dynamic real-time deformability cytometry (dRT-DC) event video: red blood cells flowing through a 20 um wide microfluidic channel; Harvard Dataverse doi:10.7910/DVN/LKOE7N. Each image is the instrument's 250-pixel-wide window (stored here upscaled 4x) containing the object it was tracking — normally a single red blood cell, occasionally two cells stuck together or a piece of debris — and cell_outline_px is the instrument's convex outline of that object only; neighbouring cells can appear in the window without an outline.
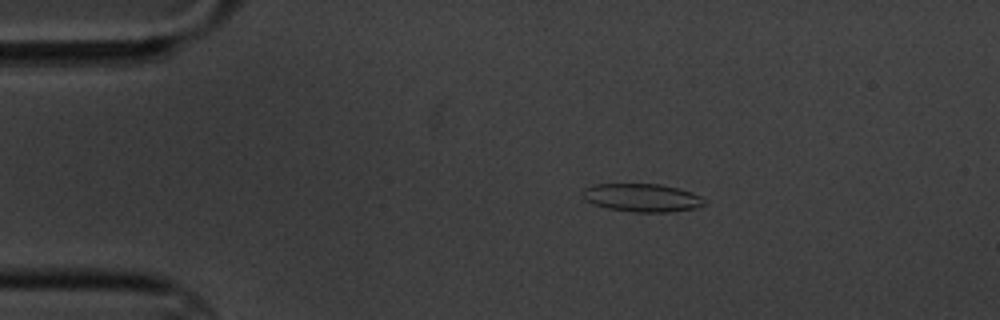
{"species": "common noctule bat (a hibernating species)", "species_latin": "Nyctalus noctula", "temperature_condition": "cold", "stored_images_in_passage": 4, "camera_frame_rate_fps": 3000, "um_per_image_px": 0.085, "animal": {"sex": "male", "body_mass_g": 20.1, "forearm_length_mm": 53.5}, "frame": {"image": 1, "passage_image": 2, "time_ms": 1.333, "image_size_px": [1000, 320], "cell_outline_px": [[708, 200], [704, 204], [696, 208], [668, 212], [632, 212], [608, 208], [592, 204], [584, 200], [584, 188], [596, 184], [660, 184], [692, 192]], "centroid_in_image_um": [54.59, 16.81], "position_along_channel_um": 30.4, "area_um2": 19.94}}